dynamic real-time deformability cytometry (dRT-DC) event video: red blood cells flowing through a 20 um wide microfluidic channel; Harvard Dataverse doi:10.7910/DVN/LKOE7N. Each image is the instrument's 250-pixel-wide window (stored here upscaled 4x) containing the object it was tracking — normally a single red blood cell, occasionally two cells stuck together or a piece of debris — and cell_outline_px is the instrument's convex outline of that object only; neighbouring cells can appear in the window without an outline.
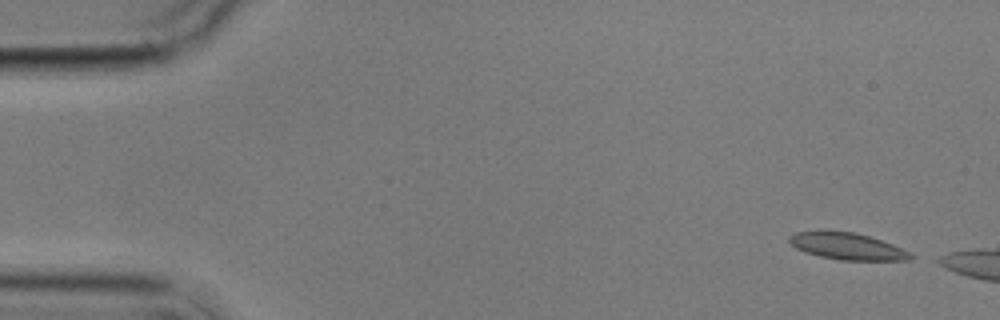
{"species": "common noctule bat (a hibernating species)", "species_latin": "Nyctalus noctula", "temperature_condition": "cold", "stored_images_in_passage": 3, "camera_frame_rate_fps": 3000, "um_per_image_px": 0.085, "animal": {"sex": "male", "body_mass_g": 17.9}, "frame": {"image": 1, "passage_image": 1, "time_ms": 0.0, "image_size_px": [1000, 320], "cell_outline_px": [[916, 256], [912, 260], [840, 260], [820, 256], [804, 252], [796, 248], [788, 240], [788, 236], [796, 232], [852, 232], [868, 236], [892, 244]], "centroid_in_image_um": [72.03, 20.96], "position_along_channel_um": 13.0, "area_um2": 18.5}}